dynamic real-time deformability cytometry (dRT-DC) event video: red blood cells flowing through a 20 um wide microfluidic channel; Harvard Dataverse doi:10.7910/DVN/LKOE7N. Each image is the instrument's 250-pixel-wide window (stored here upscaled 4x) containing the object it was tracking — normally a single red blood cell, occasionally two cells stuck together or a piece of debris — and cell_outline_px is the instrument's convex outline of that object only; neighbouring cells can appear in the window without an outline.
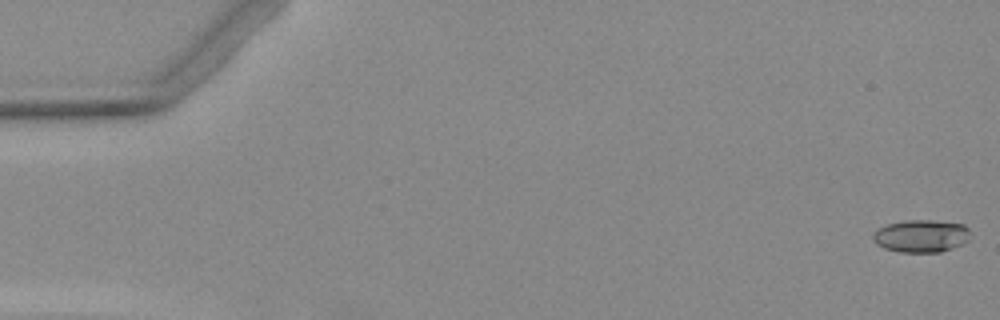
{"species": "Egyptian fruit bat (a non-hibernating species)", "species_latin": "Rousettus aegyptiacus", "temperature_condition": "warm", "stored_images_in_passage": 5, "camera_frame_rate_fps": 3000, "um_per_image_px": 0.085, "animal": {"sex": "female"}, "frame": {"image": 1, "passage_image": 1, "time_ms": 0.0, "image_size_px": [1000, 320], "cell_outline_px": [[968, 240], [964, 244], [940, 252], [900, 252], [884, 248], [876, 244], [872, 240], [872, 236], [880, 228], [888, 224], [904, 220], [932, 220], [964, 224], [968, 228]], "centroid_in_image_um": [78.3, 20.06], "position_along_channel_um": 6.7, "area_um2": 18.44}}